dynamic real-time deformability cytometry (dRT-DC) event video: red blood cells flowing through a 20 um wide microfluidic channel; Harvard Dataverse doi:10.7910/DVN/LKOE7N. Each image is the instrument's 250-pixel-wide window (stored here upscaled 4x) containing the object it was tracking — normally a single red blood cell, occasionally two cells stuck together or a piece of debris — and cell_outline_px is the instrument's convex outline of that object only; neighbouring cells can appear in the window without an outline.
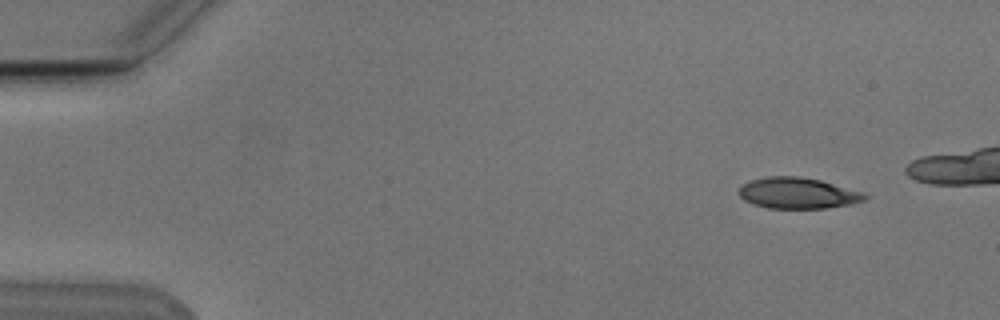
{"species": "Egyptian fruit bat (a non-hibernating species)", "species_latin": "Rousettus aegyptiacus", "temperature_condition": "cold", "stored_images_in_passage": 3, "camera_frame_rate_fps": 3000, "um_per_image_px": 0.085, "animal": {"sex": "male"}, "frame": {"image": 1, "passage_image": 3, "time_ms": 2.333, "image_size_px": [1000, 320], "cell_outline_px": [[868, 196], [864, 200], [848, 204], [824, 208], [768, 208], [752, 204], [744, 200], [740, 196], [740, 188], [744, 184], [752, 180], [768, 176], [800, 176], [820, 180], [864, 192]], "centroid_in_image_um": [67.81, 16.41], "position_along_channel_um": 17.2, "area_um2": 22.54}}